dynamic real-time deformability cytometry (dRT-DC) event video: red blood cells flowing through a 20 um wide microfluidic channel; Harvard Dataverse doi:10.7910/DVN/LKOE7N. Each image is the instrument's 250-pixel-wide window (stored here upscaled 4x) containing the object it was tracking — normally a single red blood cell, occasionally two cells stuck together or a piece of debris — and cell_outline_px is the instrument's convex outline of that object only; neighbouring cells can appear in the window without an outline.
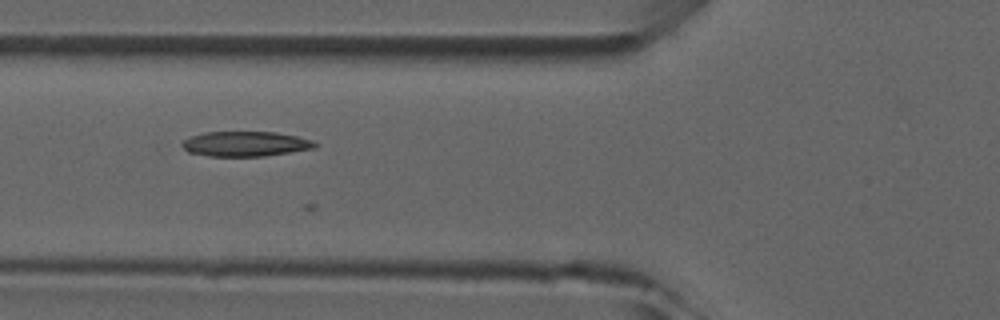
{"species": "common noctule bat (a hibernating species)", "species_latin": "Nyctalus noctula", "temperature_condition": "room temperature", "stored_images_in_passage": 4, "camera_frame_rate_fps": 3000, "um_per_image_px": 0.085, "animal": {"sex": "male", "forearm_length_mm": 52.5}, "frame": {"image": 1, "passage_image": 3, "time_ms": 2.333, "image_size_px": [1000, 320], "cell_outline_px": [[316, 148], [264, 156], [208, 156], [188, 152], [180, 144], [184, 140], [192, 136], [204, 132], [276, 132], [296, 136], [312, 140], [316, 144]], "centroid_in_image_um": [20.85, 12.23], "position_along_channel_um": 105.0, "area_um2": 19.25}}